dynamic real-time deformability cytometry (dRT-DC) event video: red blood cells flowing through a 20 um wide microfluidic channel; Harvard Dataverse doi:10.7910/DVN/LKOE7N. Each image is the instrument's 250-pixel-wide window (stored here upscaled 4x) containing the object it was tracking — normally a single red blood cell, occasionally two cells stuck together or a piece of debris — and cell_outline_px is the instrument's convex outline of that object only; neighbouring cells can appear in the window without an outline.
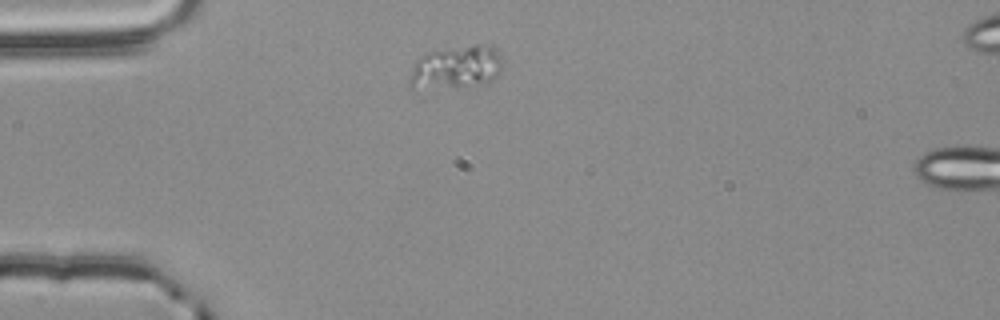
{"species": "common noctule bat (a hibernating species)", "species_latin": "Nyctalus noctula", "temperature_condition": "room temperature", "stored_images_in_passage": 2, "segment_of_instrument_passage": [1, 2], "camera_frame_rate_fps": 3000, "um_per_image_px": 0.085, "animal": {"sex": "male", "body_mass_g": 20.4}, "frame": {"image": 1, "passage_image": 1, "time_ms": 0.0, "image_size_px": [1000, 320], "cell_outline_px": [[504, 68], [488, 84], [456, 88], [408, 88], [408, 80], [412, 68], [416, 60], [420, 56], [428, 52], [472, 44], [476, 44], [496, 48], [504, 60]], "centroid_in_image_um": [38.8, 5.74], "position_along_channel_um": 46.2, "area_um2": 24.1}}